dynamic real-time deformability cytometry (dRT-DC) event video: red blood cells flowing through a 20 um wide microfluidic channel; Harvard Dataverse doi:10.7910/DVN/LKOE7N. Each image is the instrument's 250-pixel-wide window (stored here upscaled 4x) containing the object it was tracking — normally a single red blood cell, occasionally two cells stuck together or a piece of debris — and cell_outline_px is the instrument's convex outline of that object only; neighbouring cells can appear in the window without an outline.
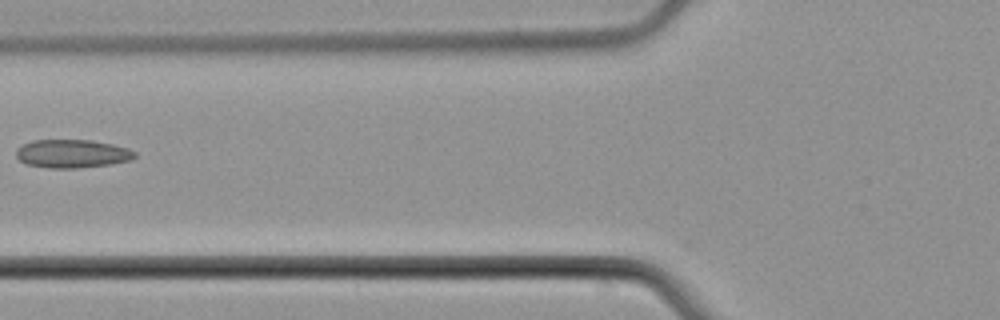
{"species": "common noctule bat (a hibernating species)", "species_latin": "Nyctalus noctula", "temperature_condition": "cold", "stored_images_in_passage": 2, "camera_frame_rate_fps": 3000, "um_per_image_px": 0.085, "animal": {"sex": "male", "body_mass_g": 21.5, "forearm_length_mm": 52.0}, "frame": {"image": 1, "passage_image": 2, "time_ms": 1.333, "image_size_px": [1000, 320], "cell_outline_px": [[136, 156], [128, 160], [112, 164], [76, 168], [48, 168], [24, 164], [16, 156], [16, 148], [32, 140], [92, 140], [112, 144], [128, 148], [136, 152]], "centroid_in_image_um": [6.11, 13.06], "position_along_channel_um": 119.7, "area_um2": 19.65}}